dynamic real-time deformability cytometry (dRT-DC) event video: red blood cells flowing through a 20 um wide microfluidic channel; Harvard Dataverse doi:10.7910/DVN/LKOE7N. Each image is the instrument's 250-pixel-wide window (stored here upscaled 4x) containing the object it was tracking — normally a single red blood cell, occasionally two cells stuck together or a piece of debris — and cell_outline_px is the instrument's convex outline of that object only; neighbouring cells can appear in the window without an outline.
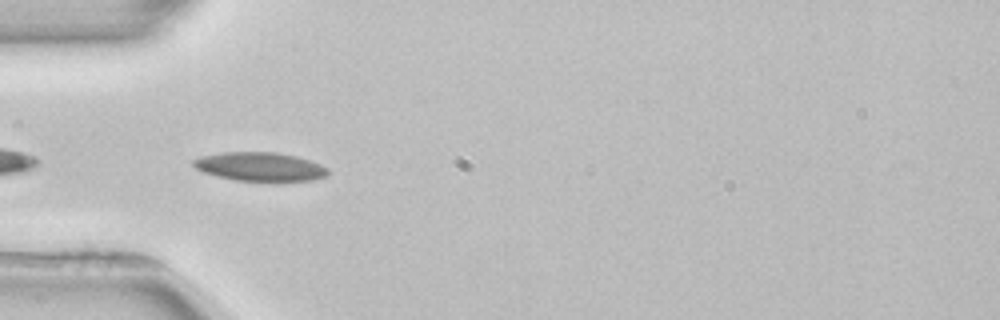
{"species": "common noctule bat (a hibernating species)", "species_latin": "Nyctalus noctula", "temperature_condition": "room temperature", "stored_images_in_passage": 5, "camera_frame_rate_fps": 3000, "um_per_image_px": 0.085, "animal": {"sex": "female", "body_mass_g": 22.7, "forearm_length_mm": 54.2}, "frame": {"image": 1, "passage_image": 4, "time_ms": 4.333, "image_size_px": [1000, 320], "cell_outline_px": [[328, 176], [312, 180], [272, 184], [236, 180], [216, 176], [204, 172], [196, 168], [192, 164], [192, 160], [204, 156], [224, 152], [276, 152], [296, 156], [320, 164], [328, 168]], "centroid_in_image_um": [22.16, 14.21], "position_along_channel_um": 62.8, "area_um2": 23.29}}